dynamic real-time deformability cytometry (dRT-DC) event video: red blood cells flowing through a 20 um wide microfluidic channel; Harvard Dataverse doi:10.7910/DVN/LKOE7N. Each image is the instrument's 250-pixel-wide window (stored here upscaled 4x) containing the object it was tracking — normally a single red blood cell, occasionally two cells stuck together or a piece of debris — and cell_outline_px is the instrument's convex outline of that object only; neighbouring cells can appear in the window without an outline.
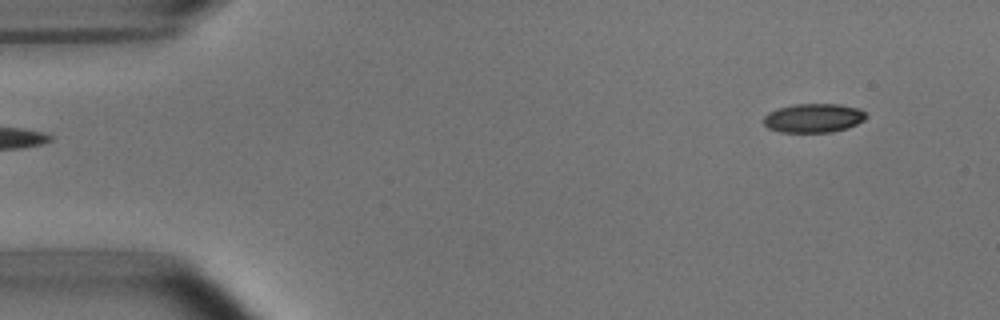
{"species": "common noctule bat (a hibernating species)", "species_latin": "Nyctalus noctula", "temperature_condition": "room temperature", "stored_images_in_passage": 6, "segment_of_instrument_passage": [2, 2], "camera_frame_rate_fps": 3000, "um_per_image_px": 0.085, "animal": {"sex": "male", "body_mass_g": 15.6}, "frame": {"image": 1, "passage_image": 6, "time_ms": 5.667, "image_size_px": [1000, 320], "cell_outline_px": [[864, 120], [848, 128], [832, 132], [780, 132], [768, 128], [764, 124], [764, 116], [768, 112], [776, 108], [792, 104], [840, 104], [860, 108], [864, 112]], "centroid_in_image_um": [69.12, 10.02], "position_along_channel_um": 15.9, "area_um2": 17.4}}